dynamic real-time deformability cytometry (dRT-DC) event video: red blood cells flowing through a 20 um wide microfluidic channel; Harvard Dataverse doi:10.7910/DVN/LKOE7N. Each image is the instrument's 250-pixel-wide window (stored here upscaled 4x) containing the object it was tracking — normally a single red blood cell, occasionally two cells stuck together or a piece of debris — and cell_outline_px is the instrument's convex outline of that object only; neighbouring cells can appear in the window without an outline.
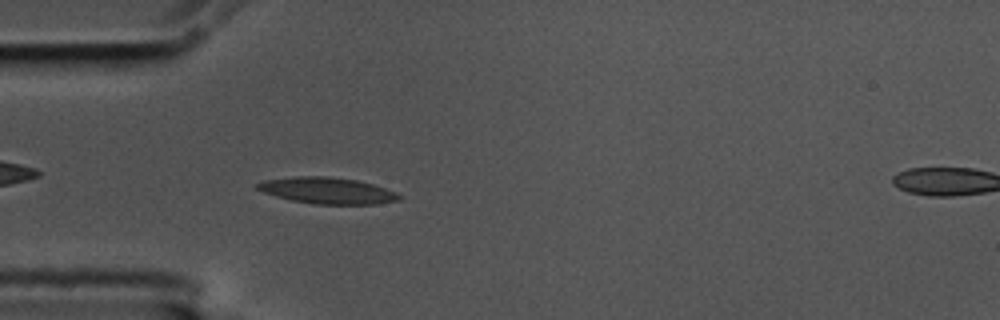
{"species": "common noctule bat (a hibernating species)", "species_latin": "Nyctalus noctula", "temperature_condition": "cold", "stored_images_in_passage": 57, "camera_frame_rate_fps": 3000, "um_per_image_px": 0.085, "animal": {"sex": "male", "body_mass_g": 17.5, "forearm_length_mm": 52.3}, "frame": {"image": 1, "passage_image": 16, "time_ms": 5.0, "image_size_px": [1000, 320], "cell_outline_px": [[400, 200], [376, 204], [312, 204], [292, 200], [276, 196], [264, 192], [256, 188], [256, 184], [264, 180], [296, 176], [328, 176], [356, 180], [372, 184], [396, 192], [400, 196]], "centroid_in_image_um": [27.81, 16.2], "position_along_channel_um": 57.2, "area_um2": 21.62}}
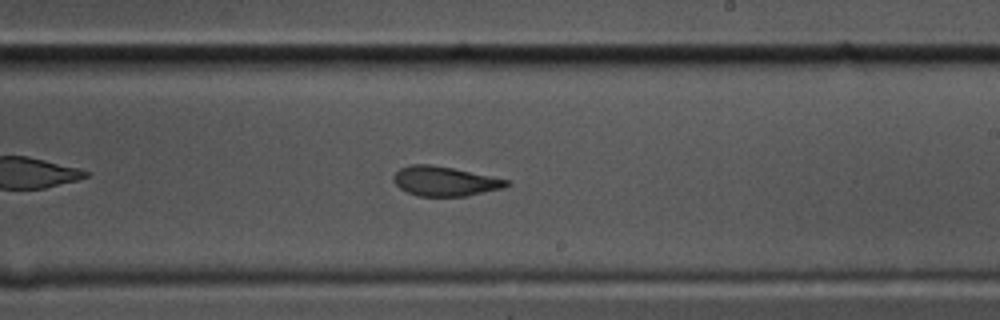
{"frame": {"image": 2, "passage_image": 33, "time_ms": 10.667, "image_size_px": [1000, 320], "cell_outline_px": [[512, 184], [504, 188], [468, 196], [416, 196], [400, 188], [392, 180], [392, 176], [400, 168], [412, 164], [428, 164], [452, 168], [508, 180]], "centroid_in_image_um": [37.8, 15.41], "position_along_channel_um": 251.2, "area_um2": 19.42}}
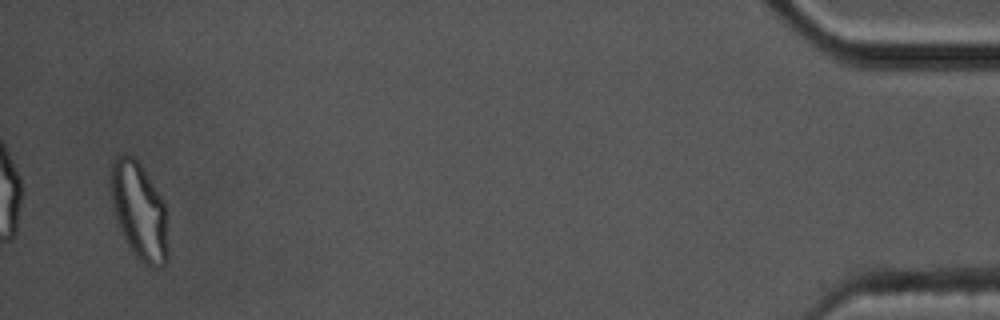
{"frame": {"image": 3, "passage_image": 55, "time_ms": 18.0, "image_size_px": [1000, 320], "cell_outline_px": [[168, 260], [160, 268], [148, 268], [136, 256], [128, 244], [116, 220], [112, 204], [112, 160], [116, 156], [132, 156], [140, 164], [160, 196], [164, 204], [168, 252]], "centroid_in_image_um": [11.85, 18.01], "position_along_channel_um": 423.4, "area_um2": 31.67}, "authors_computed_cell_mechanics": {"area_um2": 20.5768, "velocity_mm_per_s": 3.4939, "shape_relaxation_time_tau1_ms": 9.9122, "shape_relaxation_time_tau2_ms": 1.7978, "deformation_change_tau1": 0.2296, "deformation_change_tau2": 0.0877}}